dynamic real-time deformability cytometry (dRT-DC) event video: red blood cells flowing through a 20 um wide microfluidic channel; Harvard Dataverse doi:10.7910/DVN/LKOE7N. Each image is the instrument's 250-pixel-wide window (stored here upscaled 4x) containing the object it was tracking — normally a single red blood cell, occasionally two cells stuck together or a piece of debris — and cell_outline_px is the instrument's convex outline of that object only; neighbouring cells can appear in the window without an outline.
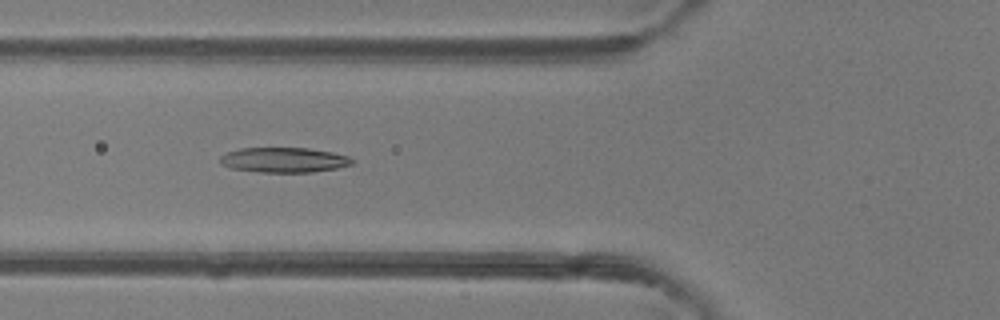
{"species": "common noctule bat (a hibernating species)", "species_latin": "Nyctalus noctula", "temperature_condition": "room temperature", "stored_images_in_passage": 34, "camera_frame_rate_fps": 3000, "um_per_image_px": 0.085, "animal": {"sex": "female"}, "frame": {"image": 1, "passage_image": 10, "time_ms": 3.0, "image_size_px": [1000, 320], "cell_outline_px": [[356, 160], [352, 164], [336, 168], [312, 172], [260, 172], [232, 168], [220, 164], [220, 156], [228, 152], [240, 148], [308, 148], [332, 152], [348, 156]], "centroid_in_image_um": [24.15, 13.59], "position_along_channel_um": 101.7, "area_um2": 19.19}}
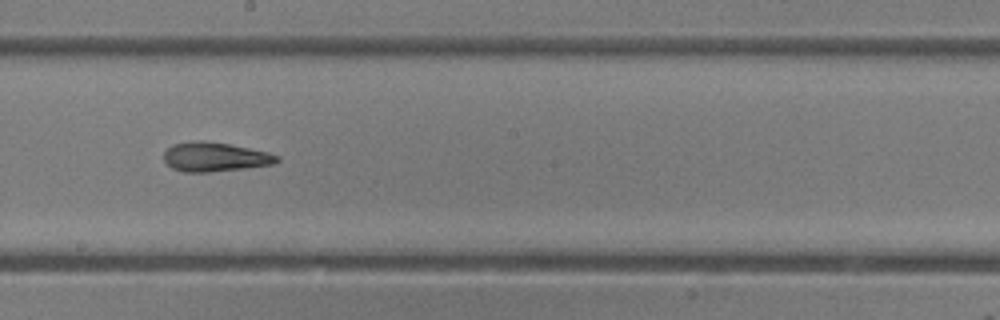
{"frame": {"image": 2, "passage_image": 19, "time_ms": 6.0, "image_size_px": [1000, 320], "cell_outline_px": [[280, 160], [272, 164], [244, 168], [208, 172], [184, 172], [172, 168], [164, 160], [164, 152], [172, 144], [196, 140], [200, 140], [228, 144], [268, 152], [280, 156]], "centroid_in_image_um": [18.25, 13.33], "position_along_channel_um": 229.9, "area_um2": 19.13}}
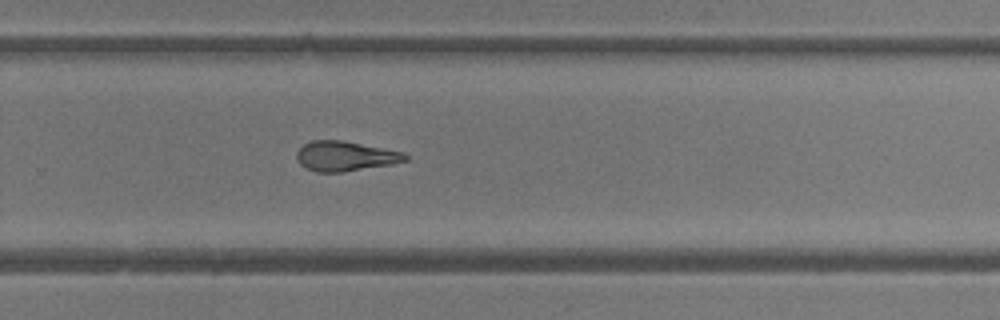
{"frame": {"image": 3, "passage_image": 24, "time_ms": 7.667, "image_size_px": [1000, 320], "cell_outline_px": [[408, 160], [392, 164], [344, 172], [316, 172], [304, 168], [300, 164], [296, 156], [296, 152], [304, 144], [312, 140], [340, 140], [404, 152], [408, 156]], "centroid_in_image_um": [29.33, 13.28], "position_along_channel_um": 300.5, "area_um2": 18.9}, "authors_computed_cell_mechanics": {"area_um2": 19.5075, "velocity_mm_per_s": 4.2524, "shape_relaxation_time_tau1_ms": 9.907, "shape_relaxation_time_tau2_ms": 2.5702, "deformation_change_tau1": 0.2768, "deformation_change_tau2": 0.1326}}